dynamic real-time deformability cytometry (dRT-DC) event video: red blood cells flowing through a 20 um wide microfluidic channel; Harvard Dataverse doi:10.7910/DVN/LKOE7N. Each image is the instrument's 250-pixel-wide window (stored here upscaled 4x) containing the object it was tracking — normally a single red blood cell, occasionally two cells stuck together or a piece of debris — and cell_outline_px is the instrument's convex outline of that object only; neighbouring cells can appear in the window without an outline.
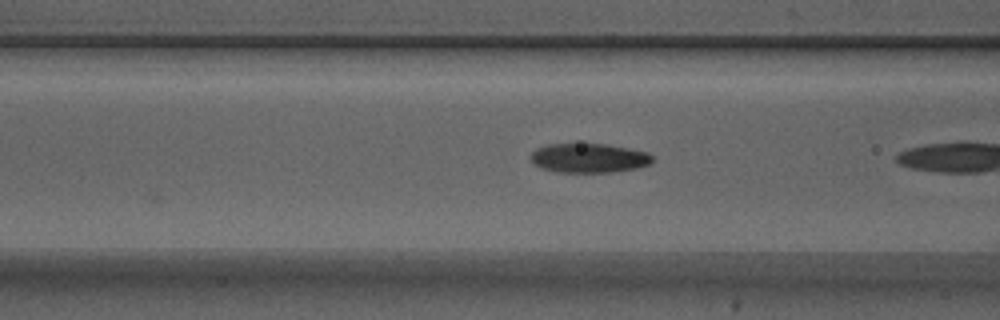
{"species": "Egyptian fruit bat (a non-hibernating species)", "species_latin": "Rousettus aegyptiacus", "temperature_condition": "warm", "stored_images_in_passage": 8, "camera_frame_rate_fps": 3000, "um_per_image_px": 0.085, "animal": {"sex": "male"}, "frame": {"image": 1, "passage_image": 6, "time_ms": 1.667, "image_size_px": [1000, 320], "cell_outline_px": [[652, 160], [648, 164], [636, 168], [612, 172], [556, 172], [540, 168], [532, 160], [532, 152], [536, 148], [548, 144], [608, 144], [648, 152], [652, 156]], "centroid_in_image_um": [50.05, 13.43], "position_along_channel_um": 116.6, "area_um2": 20.63}}